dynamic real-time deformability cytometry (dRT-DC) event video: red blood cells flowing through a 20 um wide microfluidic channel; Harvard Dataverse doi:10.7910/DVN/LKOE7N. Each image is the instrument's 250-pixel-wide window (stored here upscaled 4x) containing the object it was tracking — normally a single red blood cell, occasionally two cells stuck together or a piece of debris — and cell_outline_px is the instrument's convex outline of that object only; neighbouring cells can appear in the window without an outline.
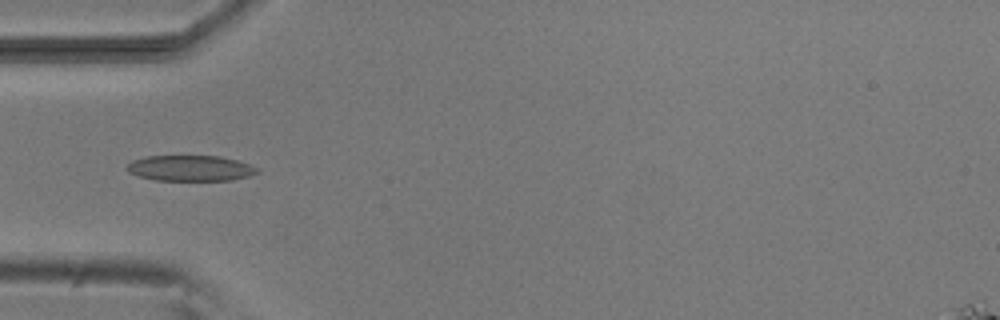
{"species": "common noctule bat (a hibernating species)", "species_latin": "Nyctalus noctula", "temperature_condition": "room temperature", "stored_images_in_passage": 5, "camera_frame_rate_fps": 3000, "um_per_image_px": 0.085, "animal": {"sex": "male", "body_mass_g": 20.5, "forearm_length_mm": 52.5}, "frame": {"image": 1, "passage_image": 5, "time_ms": 4.667, "image_size_px": [1000, 320], "cell_outline_px": [[260, 172], [248, 176], [232, 180], [156, 180], [140, 176], [128, 172], [124, 168], [132, 160], [148, 156], [220, 156], [236, 160], [248, 164], [256, 168]], "centroid_in_image_um": [16.15, 14.29], "position_along_channel_um": 68.8, "area_um2": 19.36}}